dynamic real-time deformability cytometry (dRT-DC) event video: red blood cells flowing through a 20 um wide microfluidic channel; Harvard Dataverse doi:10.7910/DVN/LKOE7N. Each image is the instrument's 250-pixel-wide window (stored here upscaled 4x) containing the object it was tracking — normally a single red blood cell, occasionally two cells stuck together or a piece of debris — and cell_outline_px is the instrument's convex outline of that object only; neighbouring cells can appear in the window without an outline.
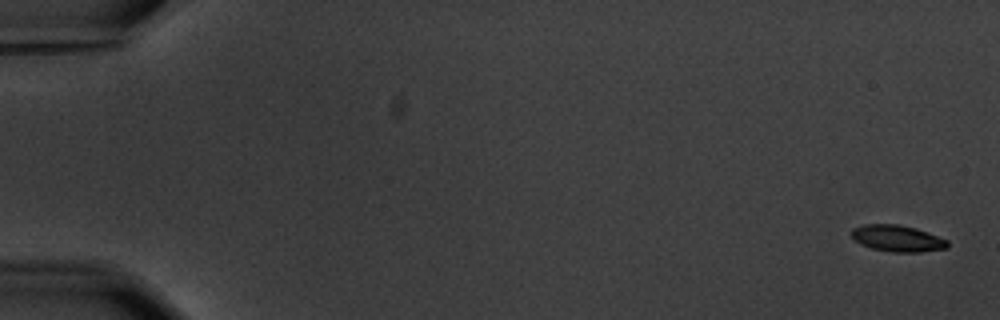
{"species": "common noctule bat (a hibernating species)", "species_latin": "Nyctalus noctula", "temperature_condition": "warm", "stored_images_in_passage": 7, "camera_frame_rate_fps": 3000, "um_per_image_px": 0.085, "animal": {"sex": "male", "body_mass_g": 20.1, "forearm_length_mm": 53.5}, "frame": {"image": 1, "passage_image": 1, "time_ms": 0.0, "image_size_px": [1000, 320], "cell_outline_px": [[948, 248], [920, 252], [892, 252], [872, 248], [860, 244], [852, 236], [852, 228], [864, 224], [900, 224], [916, 228], [928, 232], [948, 240]], "centroid_in_image_um": [76.3, 20.26], "position_along_channel_um": 8.7, "area_um2": 14.85}}
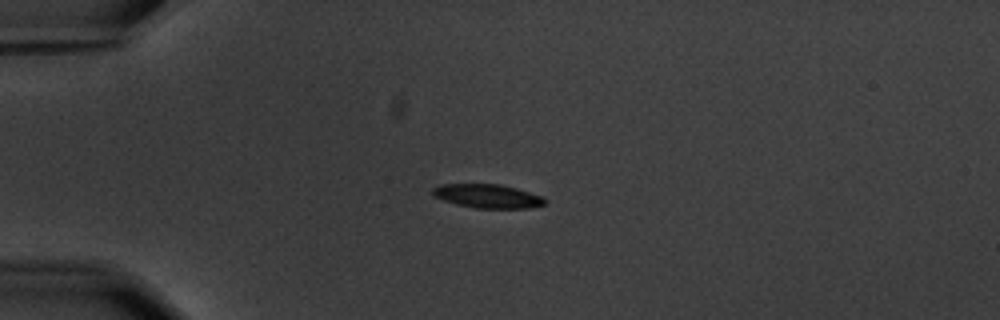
{"frame": {"image": 2, "passage_image": 5, "time_ms": 4.667, "image_size_px": [1000, 320], "cell_outline_px": [[548, 200], [544, 204], [528, 208], [476, 208], [456, 204], [444, 200], [436, 196], [432, 192], [432, 188], [444, 184], [500, 184], [516, 188], [540, 196]], "centroid_in_image_um": [41.46, 16.67], "position_along_channel_um": 43.5, "area_um2": 15.32}}
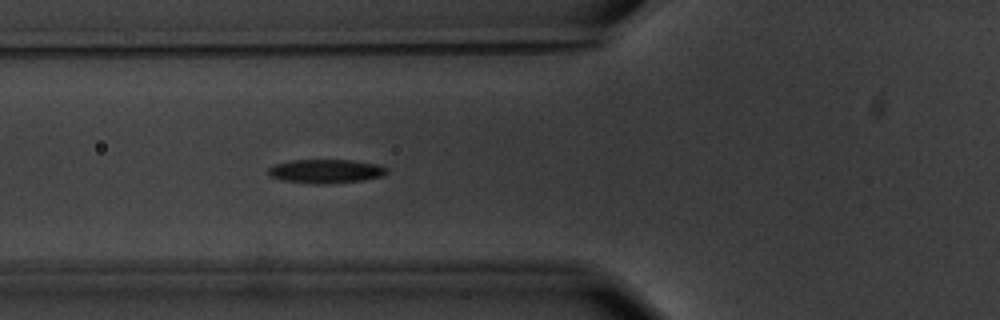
{"frame": {"image": 3, "passage_image": 7, "time_ms": 7.0, "image_size_px": [1000, 320], "cell_outline_px": [[388, 172], [380, 176], [360, 180], [328, 184], [312, 184], [280, 180], [272, 176], [268, 172], [268, 168], [272, 164], [292, 160], [352, 160], [380, 164], [388, 168]], "centroid_in_image_um": [27.68, 14.54], "position_along_channel_um": 98.1, "area_um2": 16.59}}